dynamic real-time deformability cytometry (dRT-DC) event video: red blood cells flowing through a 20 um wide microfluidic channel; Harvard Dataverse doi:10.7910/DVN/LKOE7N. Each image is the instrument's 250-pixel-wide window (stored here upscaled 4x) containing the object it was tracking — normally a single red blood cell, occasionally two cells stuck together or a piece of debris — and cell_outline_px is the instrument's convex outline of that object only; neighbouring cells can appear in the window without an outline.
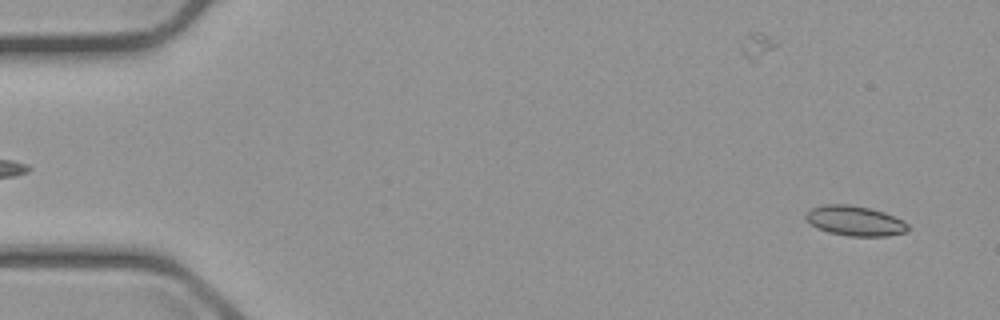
{"species": "common noctule bat (a hibernating species)", "species_latin": "Nyctalus noctula", "temperature_condition": "cold", "stored_images_in_passage": 9, "camera_frame_rate_fps": 3000, "um_per_image_px": 0.085, "animal": {"sex": "male", "body_mass_g": 23.1, "forearm_length_mm": 52.7}, "frame": {"image": 1, "passage_image": 1, "time_ms": 0.0, "image_size_px": [1000, 320], "cell_outline_px": [[912, 228], [908, 232], [888, 236], [848, 236], [828, 232], [816, 228], [804, 216], [812, 208], [824, 204], [848, 204], [868, 208], [884, 212], [904, 220]], "centroid_in_image_um": [72.73, 18.78], "position_along_channel_um": 12.3, "area_um2": 17.98}}
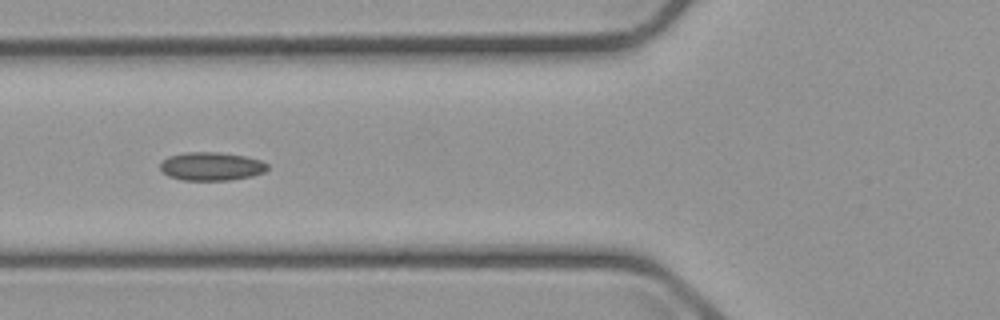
{"frame": {"image": 2, "passage_image": 6, "time_ms": 6.0, "image_size_px": [1000, 320], "cell_outline_px": [[268, 168], [264, 172], [252, 176], [228, 180], [180, 180], [168, 176], [160, 168], [160, 164], [168, 156], [184, 152], [220, 152], [248, 156], [260, 160], [268, 164]], "centroid_in_image_um": [17.97, 14.13], "position_along_channel_um": 107.8, "area_um2": 17.86}}
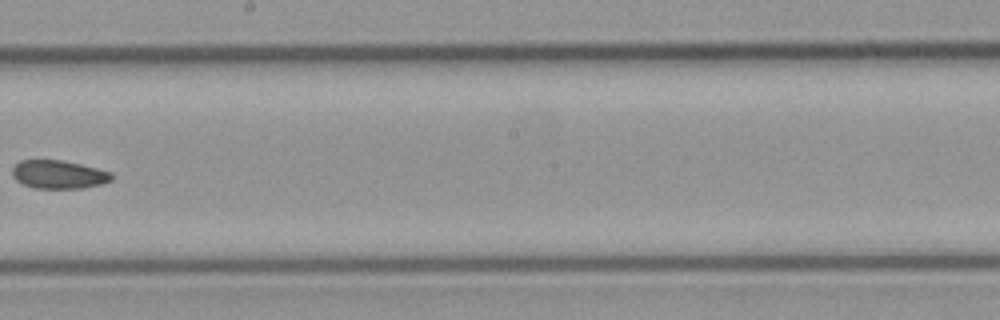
{"frame": {"image": 3, "passage_image": 9, "time_ms": 9.667, "image_size_px": [1000, 320], "cell_outline_px": [[112, 180], [100, 184], [84, 188], [36, 188], [24, 184], [16, 180], [12, 176], [12, 168], [20, 160], [60, 160], [80, 164], [112, 172]], "centroid_in_image_um": [4.98, 14.83], "position_along_channel_um": 243.2, "area_um2": 16.3}}